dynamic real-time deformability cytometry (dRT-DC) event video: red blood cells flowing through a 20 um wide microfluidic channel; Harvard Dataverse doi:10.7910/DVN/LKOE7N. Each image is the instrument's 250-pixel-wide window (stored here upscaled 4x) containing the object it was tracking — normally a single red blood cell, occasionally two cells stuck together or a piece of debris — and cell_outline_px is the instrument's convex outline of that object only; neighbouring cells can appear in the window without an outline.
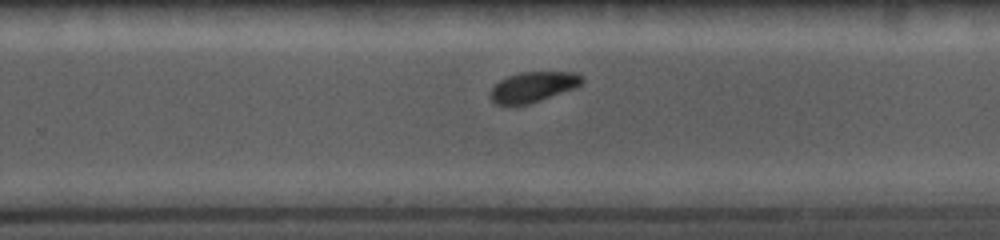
{"species": "common noctule bat (a hibernating species)", "species_latin": "Nyctalus noctula", "temperature_condition": "cold", "stored_images_in_passage": 23, "camera_frame_rate_fps": 5000, "um_per_image_px": 0.085, "animal": {"sex": "female", "body_mass_g": 19.0, "forearm_length_mm": 56.7}, "frame": {"image": 1, "passage_image": 15, "time_ms": 7.2, "image_size_px": [1000, 240], "cell_outline_px": [[584, 80], [576, 88], [528, 104], [504, 108], [496, 104], [488, 96], [488, 92], [500, 80], [508, 76], [520, 72], [576, 72], [584, 76]], "centroid_in_image_um": [45.27, 7.42], "position_along_channel_um": 284.5, "area_um2": 16.65}}
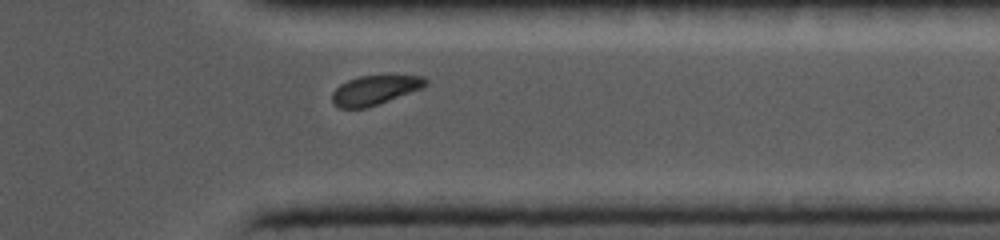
{"frame": {"image": 2, "passage_image": 19, "time_ms": 9.6, "image_size_px": [1000, 240], "cell_outline_px": [[428, 84], [424, 88], [368, 108], [340, 108], [332, 104], [332, 92], [340, 84], [348, 80], [360, 76], [424, 76], [428, 80]], "centroid_in_image_um": [31.87, 7.67], "position_along_channel_um": 379.5, "area_um2": 16.13}}
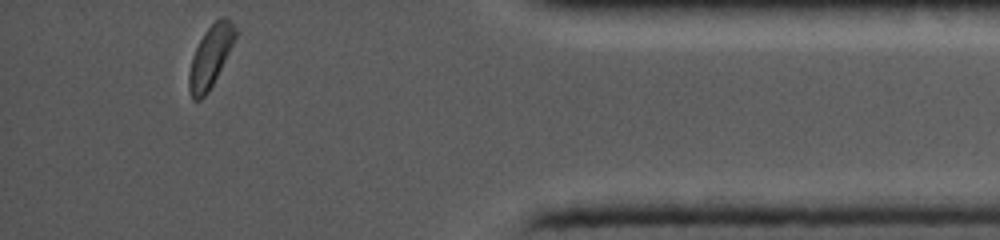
{"frame": {"image": 3, "passage_image": 23, "time_ms": 11.2, "image_size_px": [1000, 240], "cell_outline_px": [[236, 36], [208, 92], [200, 100], [192, 100], [188, 88], [188, 72], [192, 56], [204, 32], [220, 16], [224, 16], [236, 28]], "centroid_in_image_um": [17.84, 4.83], "position_along_channel_um": 417.4, "area_um2": 16.18}}